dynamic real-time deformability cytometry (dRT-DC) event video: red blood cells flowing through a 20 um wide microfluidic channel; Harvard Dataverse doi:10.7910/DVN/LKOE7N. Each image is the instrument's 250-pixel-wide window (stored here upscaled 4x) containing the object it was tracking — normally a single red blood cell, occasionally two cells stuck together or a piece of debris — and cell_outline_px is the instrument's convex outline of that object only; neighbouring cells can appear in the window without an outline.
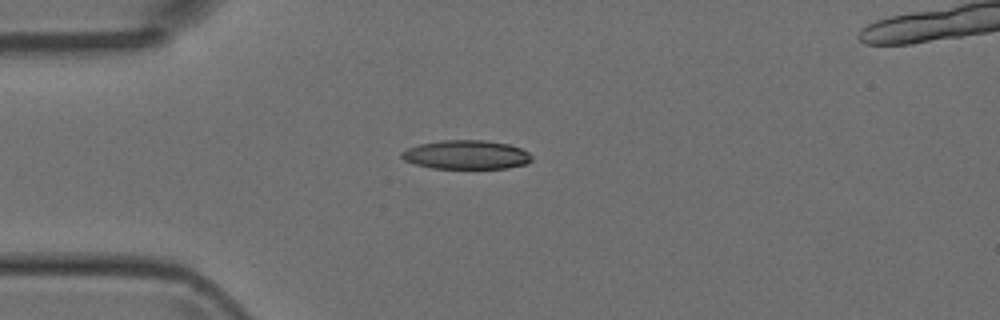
{"species": "Egyptian fruit bat (a non-hibernating species)", "species_latin": "Rousettus aegyptiacus", "temperature_condition": "room temperature", "stored_images_in_passage": 3, "camera_frame_rate_fps": 3000, "um_per_image_px": 0.085, "animal": {"sex": "female"}, "frame": {"image": 1, "passage_image": 2, "time_ms": 2.0, "image_size_px": [1000, 320], "cell_outline_px": [[532, 160], [528, 164], [508, 168], [432, 168], [416, 164], [404, 160], [400, 156], [400, 152], [408, 148], [420, 144], [440, 140], [484, 140], [508, 144], [520, 148], [528, 152], [532, 156]], "centroid_in_image_um": [39.65, 13.15], "position_along_channel_um": 45.4, "area_um2": 21.96}}